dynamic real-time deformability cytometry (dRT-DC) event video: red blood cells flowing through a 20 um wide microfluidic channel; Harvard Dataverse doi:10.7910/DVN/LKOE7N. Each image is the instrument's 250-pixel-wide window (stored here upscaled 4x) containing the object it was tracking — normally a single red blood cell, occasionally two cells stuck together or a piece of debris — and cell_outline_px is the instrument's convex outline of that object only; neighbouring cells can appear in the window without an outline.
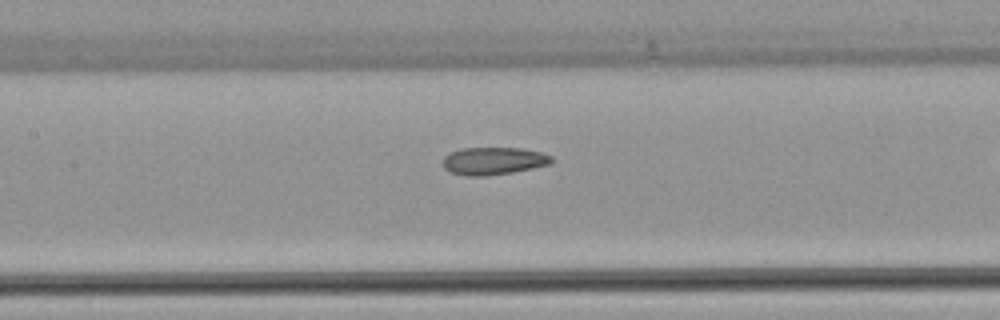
{"species": "common noctule bat (a hibernating species)", "species_latin": "Nyctalus noctula", "temperature_condition": "warm", "stored_images_in_passage": 28, "camera_frame_rate_fps": 3000, "um_per_image_px": 0.085, "animal": {"sex": "female", "body_mass_g": 22.7, "forearm_length_mm": 54.2}, "frame": {"image": 1, "passage_image": 13, "time_ms": 4.0, "image_size_px": [1000, 320], "cell_outline_px": [[552, 164], [512, 172], [484, 176], [468, 176], [452, 172], [444, 168], [444, 156], [460, 148], [524, 148], [540, 152], [552, 156]], "centroid_in_image_um": [41.97, 13.67], "position_along_channel_um": 165.4, "area_um2": 17.34}}
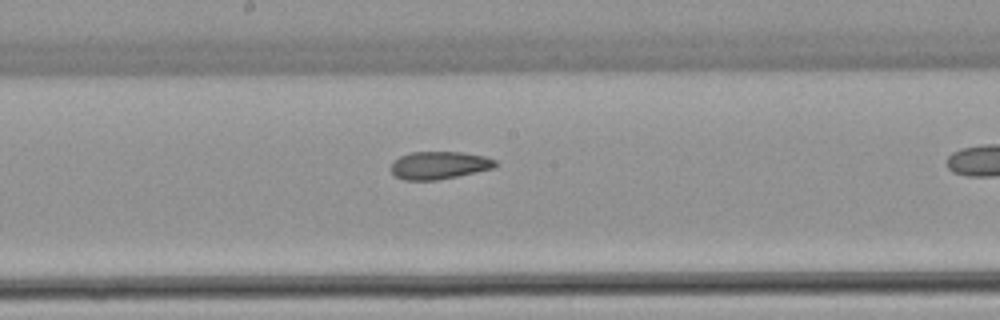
{"frame": {"image": 2, "passage_image": 16, "time_ms": 5.0, "image_size_px": [1000, 320], "cell_outline_px": [[496, 164], [492, 168], [456, 176], [436, 180], [404, 180], [396, 176], [392, 172], [392, 160], [400, 156], [412, 152], [460, 152], [484, 156], [496, 160]], "centroid_in_image_um": [37.29, 14.04], "position_along_channel_um": 210.9, "area_um2": 16.59}}
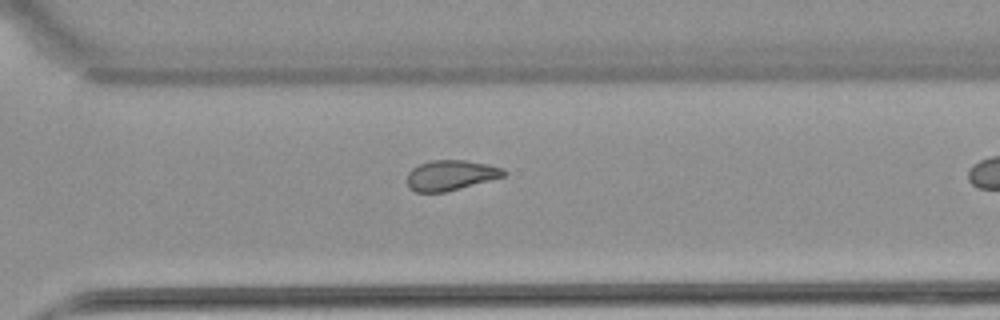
{"frame": {"image": 3, "passage_image": 24, "time_ms": 7.667, "image_size_px": [1000, 320], "cell_outline_px": [[508, 172], [504, 176], [460, 188], [444, 192], [416, 192], [408, 188], [408, 172], [412, 168], [420, 164], [432, 160], [464, 160], [488, 164], [504, 168]], "centroid_in_image_um": [38.31, 14.89], "position_along_channel_um": 332.3, "area_um2": 16.94}}